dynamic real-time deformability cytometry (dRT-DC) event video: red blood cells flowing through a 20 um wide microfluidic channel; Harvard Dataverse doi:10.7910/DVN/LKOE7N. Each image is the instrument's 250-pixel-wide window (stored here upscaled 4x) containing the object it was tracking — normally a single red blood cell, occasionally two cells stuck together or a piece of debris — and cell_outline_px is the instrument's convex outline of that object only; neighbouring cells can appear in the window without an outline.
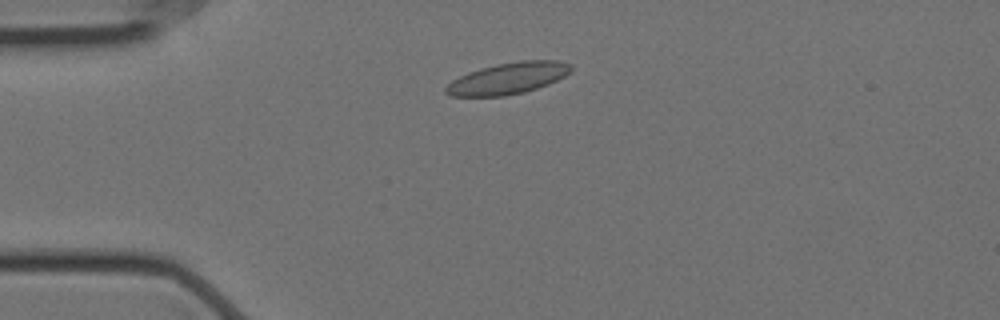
{"species": "Egyptian fruit bat (a non-hibernating species)", "species_latin": "Rousettus aegyptiacus", "temperature_condition": "cold", "stored_images_in_passage": 42, "camera_frame_rate_fps": 3000, "um_per_image_px": 0.085, "animal": {"sex": "female"}, "frame": {"image": 1, "passage_image": 9, "time_ms": 2.667, "image_size_px": [1000, 320], "cell_outline_px": [[572, 72], [548, 84], [524, 92], [504, 96], [452, 96], [444, 92], [444, 88], [452, 80], [468, 72], [480, 68], [496, 64], [520, 60], [560, 60], [572, 64]], "centroid_in_image_um": [43.2, 6.64], "position_along_channel_um": 41.8, "area_um2": 23.06}}
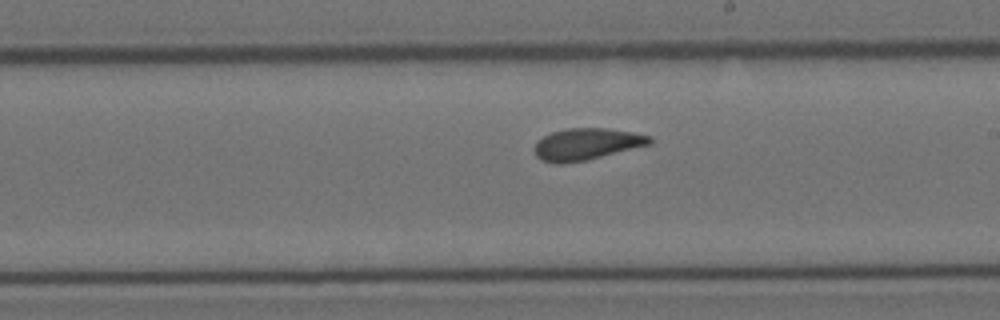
{"frame": {"image": 2, "passage_image": 28, "time_ms": 9.0, "image_size_px": [1000, 320], "cell_outline_px": [[652, 144], [588, 160], [564, 164], [552, 164], [540, 160], [536, 156], [532, 148], [536, 140], [552, 132], [568, 128], [608, 128], [632, 132], [652, 136]], "centroid_in_image_um": [49.82, 12.26], "position_along_channel_um": 239.2, "area_um2": 21.79}}
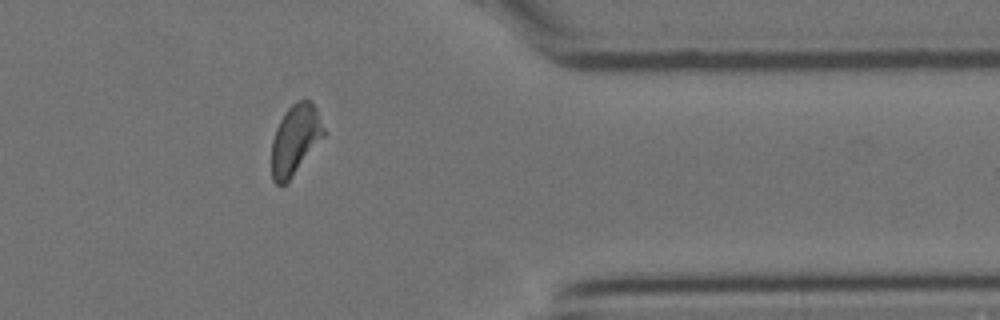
{"frame": {"image": 3, "passage_image": 42, "time_ms": 13.667, "image_size_px": [1000, 320], "cell_outline_px": [[324, 136], [288, 184], [276, 184], [272, 180], [272, 140], [276, 128], [280, 120], [288, 108], [292, 104], [304, 96], [312, 100], [316, 108], [324, 128]], "centroid_in_image_um": [25.1, 11.86], "position_along_channel_um": 386.3, "area_um2": 21.56}, "authors_computed_cell_mechanics": {"area_um2": 21.8195, "velocity_mm_per_s": 3.5017, "shape_relaxation_time_tau1_ms": 8.2285, "shape_relaxation_time_tau2_ms": 2.5404, "deformation_change_tau1": 0.1515, "deformation_change_tau2": 0.0929}}